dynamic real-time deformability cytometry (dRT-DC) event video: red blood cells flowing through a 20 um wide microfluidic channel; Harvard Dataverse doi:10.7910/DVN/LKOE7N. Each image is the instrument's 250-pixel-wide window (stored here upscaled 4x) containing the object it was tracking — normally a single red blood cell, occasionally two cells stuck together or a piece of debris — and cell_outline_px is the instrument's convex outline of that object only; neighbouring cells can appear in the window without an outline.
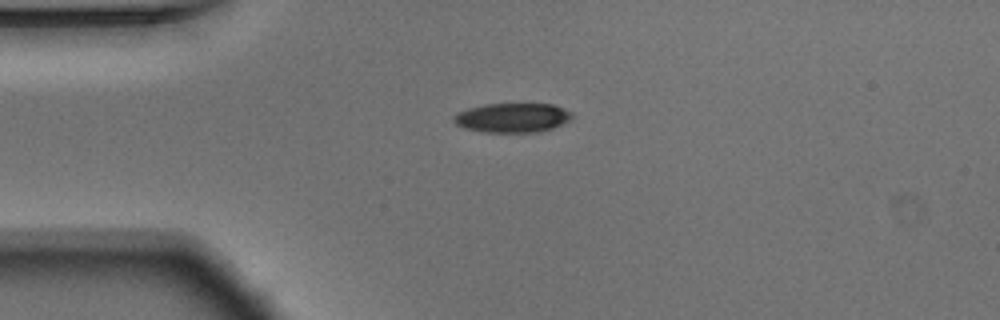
{"species": "Egyptian fruit bat (a non-hibernating species)", "species_latin": "Rousettus aegyptiacus", "temperature_condition": "warm", "stored_images_in_passage": 42, "camera_frame_rate_fps": 3000, "um_per_image_px": 0.085, "animal": {"sex": "male"}, "frame": {"image": 1, "passage_image": 1, "time_ms": 0.0, "image_size_px": [1000, 320], "cell_outline_px": [[576, 116], [572, 120], [552, 128], [536, 132], [484, 132], [464, 128], [456, 124], [452, 120], [452, 116], [456, 112], [468, 108], [484, 104], [552, 104], [564, 108], [572, 112]], "centroid_in_image_um": [43.56, 10.0], "position_along_channel_um": 41.4, "area_um2": 20.52}}
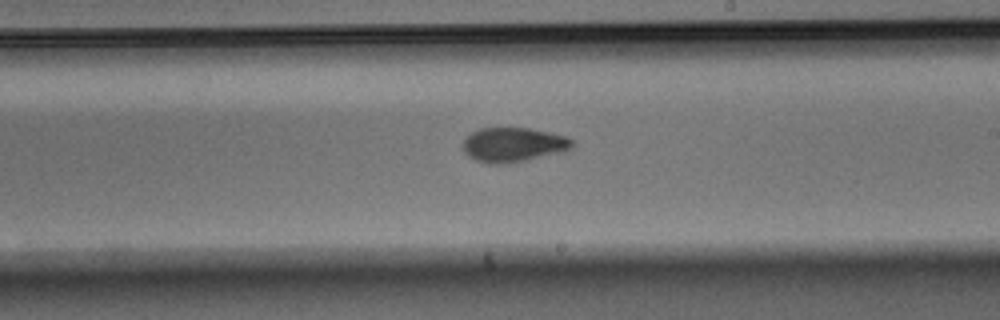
{"frame": {"image": 2, "passage_image": 19, "time_ms": 6.0, "image_size_px": [1000, 320], "cell_outline_px": [[572, 148], [564, 152], [528, 160], [500, 164], [488, 164], [476, 160], [468, 156], [464, 148], [464, 140], [472, 132], [480, 128], [528, 128], [552, 132], [568, 136], [572, 140]], "centroid_in_image_um": [43.68, 12.3], "position_along_channel_um": 245.3, "area_um2": 22.02}}
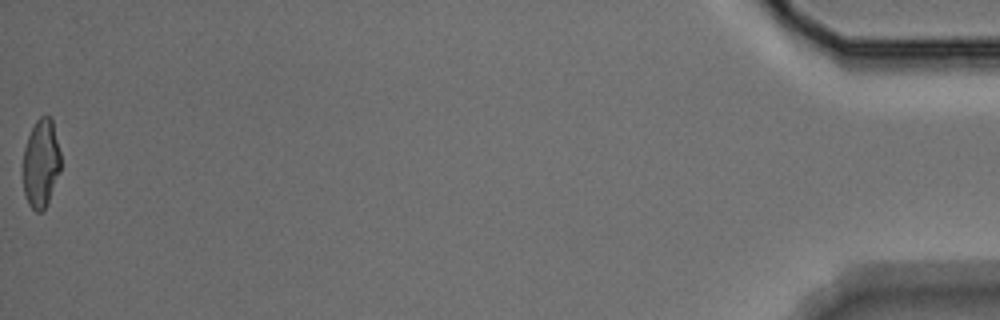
{"frame": {"image": 3, "passage_image": 42, "time_ms": 13.667, "image_size_px": [1000, 320], "cell_outline_px": [[60, 172], [48, 200], [44, 208], [40, 212], [36, 212], [28, 204], [24, 192], [24, 148], [28, 136], [36, 120], [40, 116], [48, 116], [52, 120], [60, 152]], "centroid_in_image_um": [3.48, 13.88], "position_along_channel_um": 431.7, "area_um2": 19.07}, "authors_computed_cell_mechanics": {"area_um2": 21.4149, "velocity_mm_per_s": 3.7547, "shape_relaxation_time_tau1_ms": 3.2705, "shape_relaxation_time_tau2_ms": 2.0924, "deformation_change_tau1": 0.1453, "deformation_change_tau2": 0.0784}}